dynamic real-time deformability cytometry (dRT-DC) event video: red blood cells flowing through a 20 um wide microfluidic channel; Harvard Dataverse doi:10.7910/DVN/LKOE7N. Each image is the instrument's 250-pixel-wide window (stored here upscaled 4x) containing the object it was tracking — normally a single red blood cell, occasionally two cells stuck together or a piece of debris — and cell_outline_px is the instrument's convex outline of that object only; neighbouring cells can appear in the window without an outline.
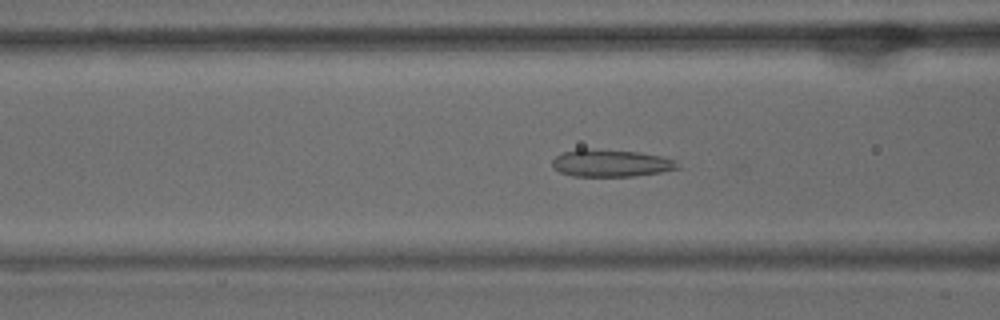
{"species": "common noctule bat (a hibernating species)", "species_latin": "Nyctalus noctula", "temperature_condition": "warm", "stored_images_in_passage": 50, "camera_frame_rate_fps": 3000, "um_per_image_px": 0.085, "animal": {"sex": "male", "body_mass_g": 15.6}, "frame": {"image": 1, "passage_image": 19, "time_ms": 6.0, "image_size_px": [1000, 320], "cell_outline_px": [[680, 168], [660, 172], [632, 176], [572, 176], [560, 172], [552, 164], [552, 160], [556, 156], [564, 152], [580, 148], [584, 148], [636, 152], [660, 156], [676, 160]], "centroid_in_image_um": [51.92, 13.86], "position_along_channel_um": 114.7, "area_um2": 19.71}}
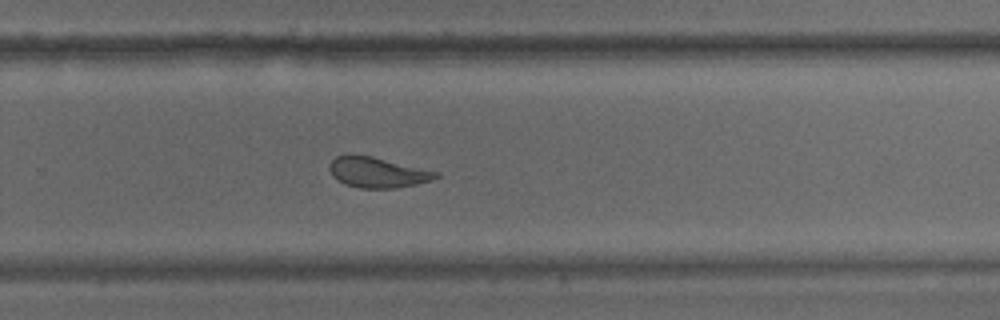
{"frame": {"image": 2, "passage_image": 33, "time_ms": 10.667, "image_size_px": [1000, 320], "cell_outline_px": [[440, 176], [432, 180], [416, 184], [396, 188], [360, 188], [344, 184], [332, 176], [328, 168], [328, 164], [336, 156], [348, 152], [372, 156], [440, 172]], "centroid_in_image_um": [32.04, 14.63], "position_along_channel_um": 297.8, "area_um2": 19.31}}
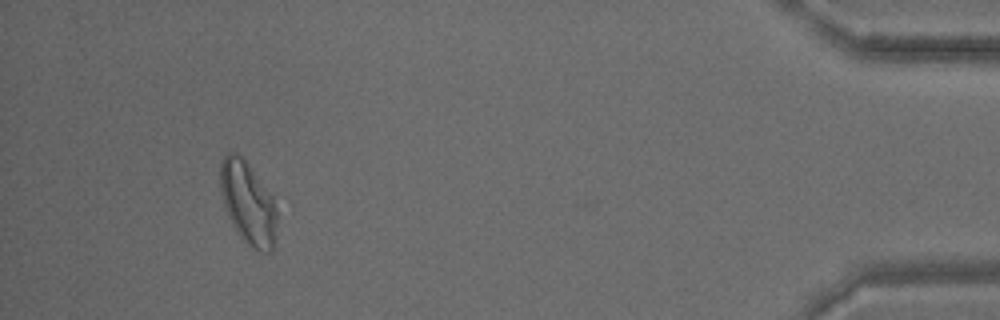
{"frame": {"image": 3, "passage_image": 47, "time_ms": 15.333, "image_size_px": [1000, 320], "cell_outline_px": [[276, 244], [272, 252], [260, 252], [252, 248], [240, 236], [232, 224], [228, 216], [220, 192], [220, 160], [228, 152], [236, 152], [248, 164], [272, 196], [276, 208]], "centroid_in_image_um": [21.08, 17.29], "position_along_channel_um": 414.1, "area_um2": 27.34}, "authors_computed_cell_mechanics": {"area_um2": 22.3686, "velocity_mm_per_s": 3.9304, "shape_relaxation_time_tau1_ms": null, "shape_relaxation_time_tau2_ms": 1.5573, "deformation_change_tau1": null, "deformation_change_tau2": 0.09}}